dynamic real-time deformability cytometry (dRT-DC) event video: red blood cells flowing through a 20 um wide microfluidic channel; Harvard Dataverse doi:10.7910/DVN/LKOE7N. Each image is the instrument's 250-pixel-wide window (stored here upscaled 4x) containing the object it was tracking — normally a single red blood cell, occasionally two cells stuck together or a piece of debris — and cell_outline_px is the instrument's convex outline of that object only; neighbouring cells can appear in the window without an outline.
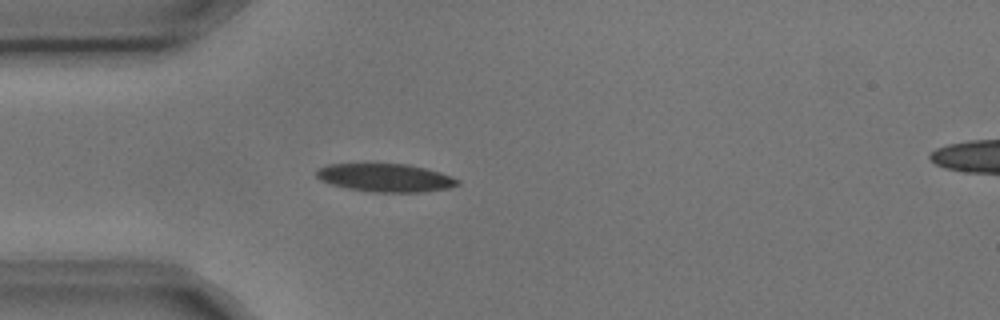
{"species": "common noctule bat (a hibernating species)", "species_latin": "Nyctalus noctula", "temperature_condition": "cold", "stored_images_in_passage": 4, "camera_frame_rate_fps": 3000, "um_per_image_px": 0.085, "animal": {"sex": "male", "body_mass_g": 17.9, "forearm_length_mm": 54.2}, "frame": {"image": 1, "passage_image": 4, "time_ms": 1.0, "image_size_px": [1000, 320], "cell_outline_px": [[460, 184], [448, 188], [424, 192], [372, 192], [348, 188], [332, 184], [320, 180], [316, 176], [316, 172], [320, 168], [328, 164], [408, 164], [440, 172], [452, 176], [460, 180]], "centroid_in_image_um": [32.8, 15.11], "position_along_channel_um": 52.2, "area_um2": 23.06}}